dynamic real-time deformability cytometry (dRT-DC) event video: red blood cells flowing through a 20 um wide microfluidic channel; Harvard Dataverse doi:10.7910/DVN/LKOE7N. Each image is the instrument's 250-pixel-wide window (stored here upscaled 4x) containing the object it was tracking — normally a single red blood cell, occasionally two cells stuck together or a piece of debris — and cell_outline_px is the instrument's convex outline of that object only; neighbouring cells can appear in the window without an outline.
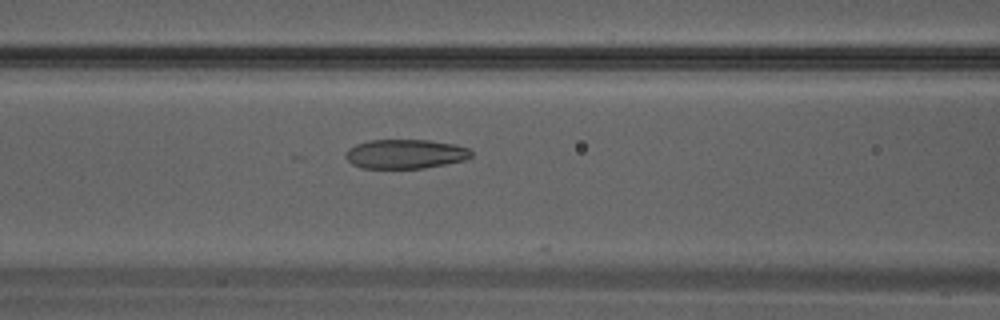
{"species": "Egyptian fruit bat (a non-hibernating species)", "species_latin": "Rousettus aegyptiacus", "temperature_condition": "warm", "stored_images_in_passage": 34, "camera_frame_rate_fps": 3000, "um_per_image_px": 0.085, "animal": {"sex": "male"}, "frame": {"image": 1, "passage_image": 15, "time_ms": 4.667, "image_size_px": [1000, 320], "cell_outline_px": [[472, 156], [464, 160], [424, 168], [364, 168], [352, 164], [344, 156], [344, 152], [348, 148], [356, 144], [368, 140], [428, 140], [456, 144], [468, 148], [472, 152]], "centroid_in_image_um": [34.43, 13.08], "position_along_channel_um": 132.2, "area_um2": 21.5}}
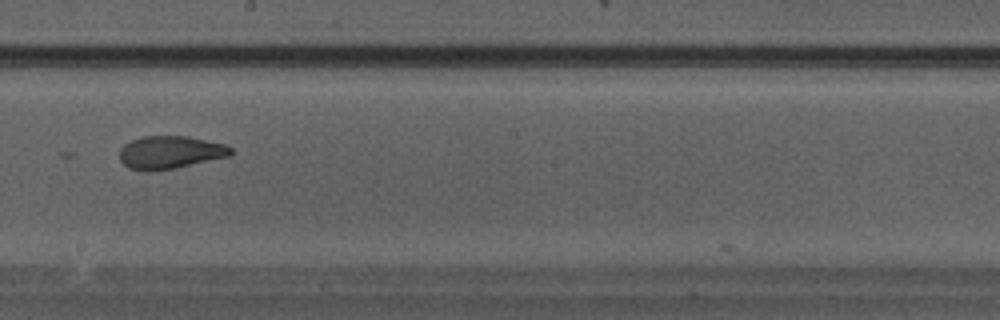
{"frame": {"image": 2, "passage_image": 20, "time_ms": 6.333, "image_size_px": [1000, 320], "cell_outline_px": [[236, 152], [232, 156], [176, 168], [148, 172], [144, 172], [128, 168], [120, 160], [120, 148], [124, 144], [132, 140], [144, 136], [188, 136], [224, 144], [232, 148]], "centroid_in_image_um": [14.49, 12.96], "position_along_channel_um": 233.7, "area_um2": 21.68}}